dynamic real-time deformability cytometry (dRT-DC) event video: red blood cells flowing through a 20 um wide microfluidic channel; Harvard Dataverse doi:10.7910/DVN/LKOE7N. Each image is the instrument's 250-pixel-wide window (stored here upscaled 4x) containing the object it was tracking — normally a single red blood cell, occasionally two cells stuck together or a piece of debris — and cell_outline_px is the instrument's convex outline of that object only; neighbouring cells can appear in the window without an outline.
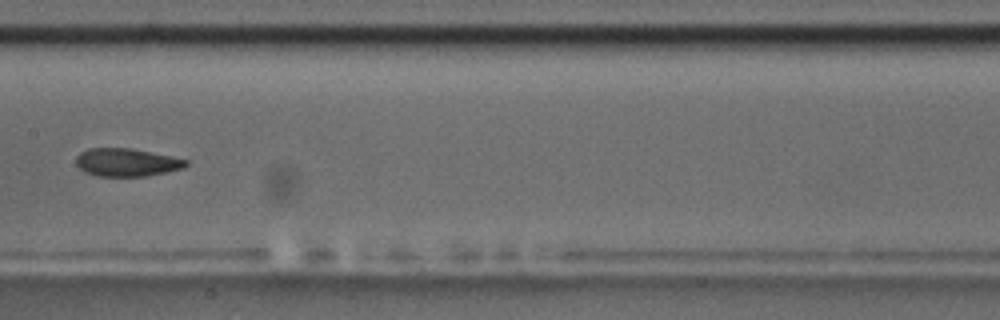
{"species": "common noctule bat (a hibernating species)", "species_latin": "Nyctalus noctula", "temperature_condition": "room temperature", "stored_images_in_passage": 10, "camera_frame_rate_fps": 3000, "um_per_image_px": 0.085, "animal": {"sex": "male", "body_mass_g": 17.5, "forearm_length_mm": 52.3}, "frame": {"image": 1, "passage_image": 7, "time_ms": 8.0, "image_size_px": [1000, 320], "cell_outline_px": [[188, 164], [184, 168], [148, 176], [100, 176], [84, 172], [76, 164], [76, 156], [80, 152], [88, 148], [132, 148], [172, 156], [188, 160]], "centroid_in_image_um": [10.77, 13.79], "position_along_channel_um": 196.6, "area_um2": 18.03}}